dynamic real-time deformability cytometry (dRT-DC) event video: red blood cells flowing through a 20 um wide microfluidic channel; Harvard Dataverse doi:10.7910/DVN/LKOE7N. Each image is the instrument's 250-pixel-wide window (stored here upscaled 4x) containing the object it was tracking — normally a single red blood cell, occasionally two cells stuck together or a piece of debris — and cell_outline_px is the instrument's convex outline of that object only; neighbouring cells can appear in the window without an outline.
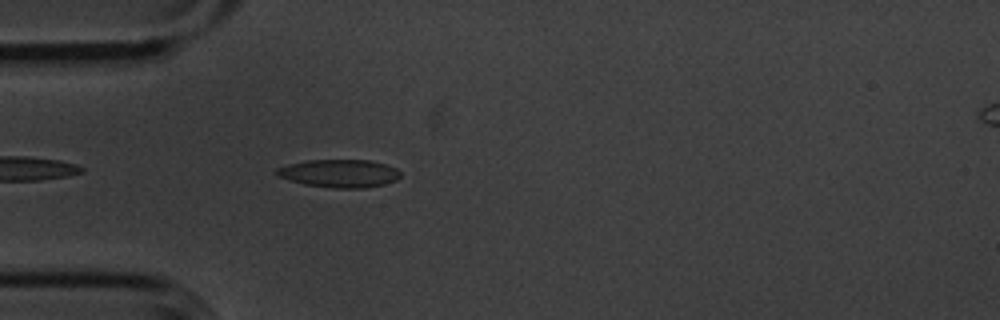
{"species": "common noctule bat (a hibernating species)", "species_latin": "Nyctalus noctula", "temperature_condition": "cold", "stored_images_in_passage": 21, "camera_frame_rate_fps": 3000, "um_per_image_px": 0.085, "animal": {"sex": "male", "body_mass_g": 20.1, "forearm_length_mm": 53.5}, "frame": {"image": 1, "passage_image": 3, "time_ms": 0.667, "image_size_px": [1000, 320], "cell_outline_px": [[400, 176], [396, 180], [384, 184], [364, 188], [332, 188], [304, 184], [288, 180], [276, 176], [276, 168], [288, 164], [304, 160], [368, 160], [384, 164], [396, 168], [400, 172]], "centroid_in_image_um": [28.81, 14.74], "position_along_channel_um": 56.2, "area_um2": 20.23}}
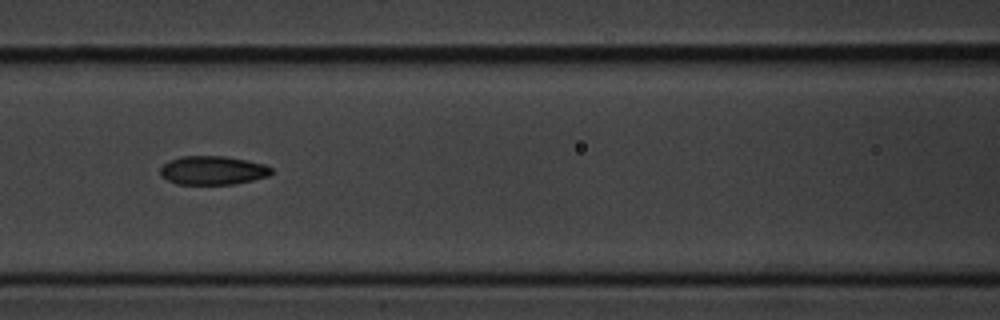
{"frame": {"image": 2, "passage_image": 11, "time_ms": 3.333, "image_size_px": [1000, 320], "cell_outline_px": [[272, 172], [268, 176], [236, 184], [176, 184], [160, 176], [160, 168], [168, 160], [184, 156], [224, 156], [248, 160], [264, 164], [272, 168]], "centroid_in_image_um": [18.07, 14.48], "position_along_channel_um": 148.5, "area_um2": 18.67}}
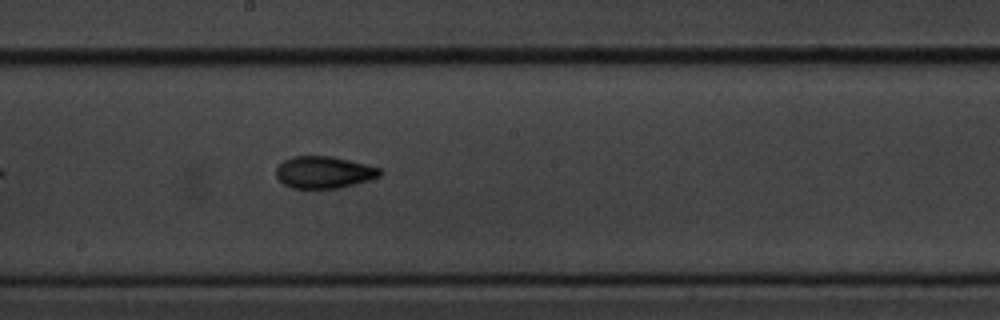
{"frame": {"image": 3, "passage_image": 17, "time_ms": 5.333, "image_size_px": [1000, 320], "cell_outline_px": [[380, 176], [368, 180], [336, 188], [292, 188], [284, 184], [276, 176], [276, 168], [284, 160], [292, 156], [332, 156], [380, 168]], "centroid_in_image_um": [27.49, 14.63], "position_along_channel_um": 220.7, "area_um2": 19.02}}